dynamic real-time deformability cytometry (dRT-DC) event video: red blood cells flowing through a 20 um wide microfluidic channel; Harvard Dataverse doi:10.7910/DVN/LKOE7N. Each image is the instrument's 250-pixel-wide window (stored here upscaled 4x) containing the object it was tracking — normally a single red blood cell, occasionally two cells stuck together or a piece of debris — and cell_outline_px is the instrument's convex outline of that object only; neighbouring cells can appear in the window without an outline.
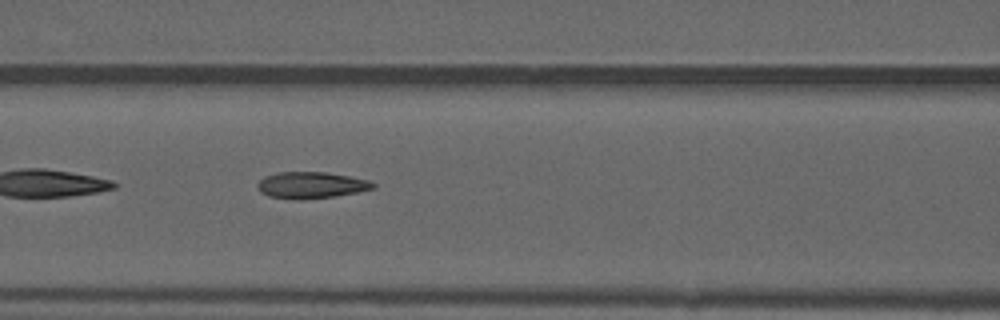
{"species": "common noctule bat (a hibernating species)", "species_latin": "Nyctalus noctula", "temperature_condition": "warm", "stored_images_in_passage": 35, "camera_frame_rate_fps": 3000, "um_per_image_px": 0.085, "animal": {"sex": "male", "forearm_length_mm": 52.5}, "frame": {"image": 1, "passage_image": 6, "time_ms": 1.667, "image_size_px": [1000, 320], "cell_outline_px": [[376, 188], [356, 192], [332, 196], [296, 200], [292, 200], [268, 196], [260, 192], [256, 188], [256, 184], [264, 176], [276, 172], [324, 172], [352, 176], [368, 180], [376, 184]], "centroid_in_image_um": [26.4, 15.73], "position_along_channel_um": 140.2, "area_um2": 17.98}}
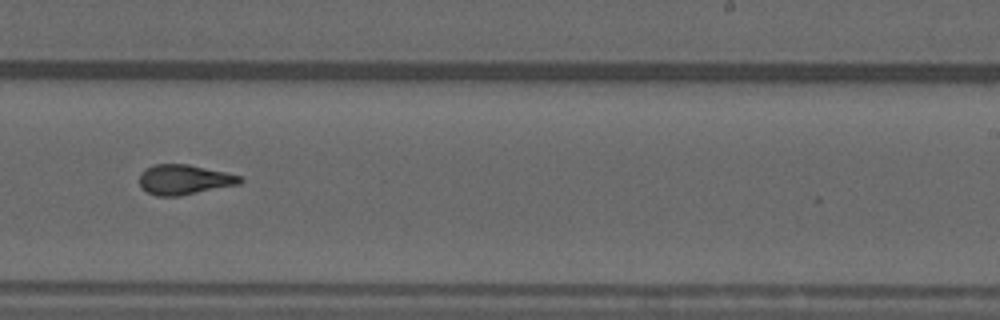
{"frame": {"image": 2, "passage_image": 16, "time_ms": 5.0, "image_size_px": [1000, 320], "cell_outline_px": [[244, 180], [240, 184], [180, 196], [156, 196], [148, 192], [140, 184], [140, 172], [156, 164], [188, 164], [224, 172], [240, 176]], "centroid_in_image_um": [15.67, 15.27], "position_along_channel_um": 273.3, "area_um2": 17.4}}